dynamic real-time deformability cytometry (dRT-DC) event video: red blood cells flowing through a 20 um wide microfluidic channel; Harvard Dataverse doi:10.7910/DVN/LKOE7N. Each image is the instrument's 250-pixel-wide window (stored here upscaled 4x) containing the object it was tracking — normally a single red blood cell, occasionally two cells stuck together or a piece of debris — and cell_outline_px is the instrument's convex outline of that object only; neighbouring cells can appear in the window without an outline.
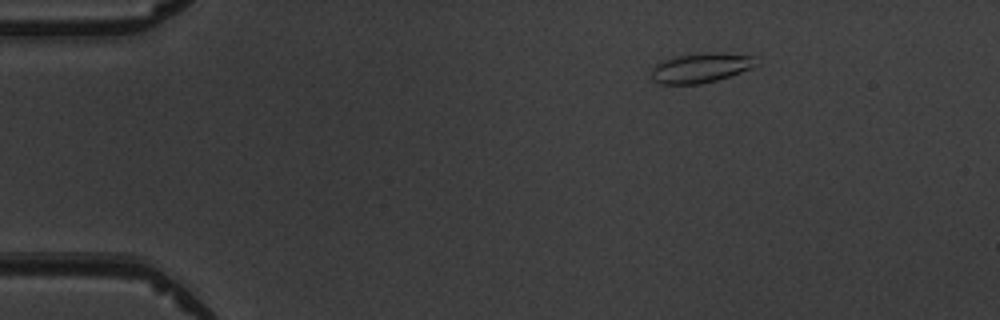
{"species": "common noctule bat (a hibernating species)", "species_latin": "Nyctalus noctula", "temperature_condition": "warm", "stored_images_in_passage": 3, "camera_frame_rate_fps": 3000, "um_per_image_px": 0.085, "animal": {"sex": "male", "body_mass_g": 19.5, "forearm_length_mm": 54.6}, "frame": {"image": 1, "passage_image": 1, "time_ms": 0.0, "image_size_px": [1000, 320], "cell_outline_px": [[760, 64], [752, 68], [716, 80], [700, 84], [660, 84], [652, 80], [652, 68], [660, 60], [680, 56], [704, 52], [716, 52], [752, 56]], "centroid_in_image_um": [59.55, 5.76], "position_along_channel_um": 25.4, "area_um2": 18.09}}